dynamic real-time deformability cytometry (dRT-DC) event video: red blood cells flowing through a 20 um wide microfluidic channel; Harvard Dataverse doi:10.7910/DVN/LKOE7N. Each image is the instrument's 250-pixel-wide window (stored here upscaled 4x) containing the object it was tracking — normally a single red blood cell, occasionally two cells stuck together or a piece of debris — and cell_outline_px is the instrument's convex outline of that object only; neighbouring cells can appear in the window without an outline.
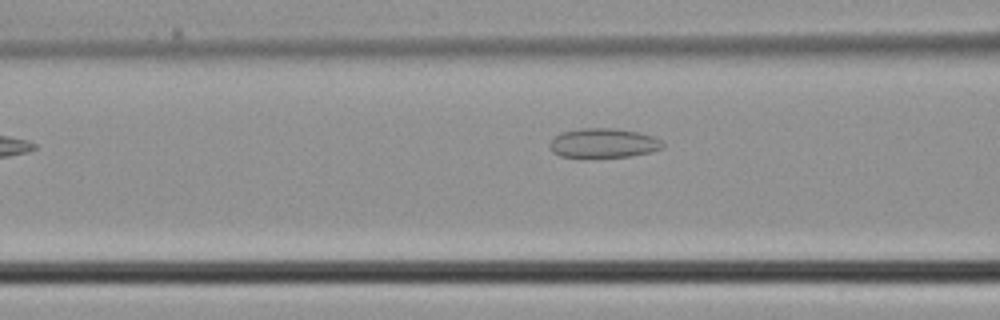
{"species": "common noctule bat (a hibernating species)", "species_latin": "Nyctalus noctula", "temperature_condition": "cold", "stored_images_in_passage": 3, "camera_frame_rate_fps": 3000, "um_per_image_px": 0.085, "animal": {"sex": "male", "body_mass_g": 21.5, "forearm_length_mm": 52.0}, "frame": {"image": 1, "passage_image": 3, "time_ms": 0.667, "image_size_px": [1000, 320], "cell_outline_px": [[664, 148], [632, 156], [560, 156], [552, 152], [548, 148], [548, 144], [556, 136], [564, 132], [584, 128], [612, 128], [636, 132], [652, 136], [664, 140]], "centroid_in_image_um": [51.31, 12.15], "position_along_channel_um": 115.3, "area_um2": 19.02}}